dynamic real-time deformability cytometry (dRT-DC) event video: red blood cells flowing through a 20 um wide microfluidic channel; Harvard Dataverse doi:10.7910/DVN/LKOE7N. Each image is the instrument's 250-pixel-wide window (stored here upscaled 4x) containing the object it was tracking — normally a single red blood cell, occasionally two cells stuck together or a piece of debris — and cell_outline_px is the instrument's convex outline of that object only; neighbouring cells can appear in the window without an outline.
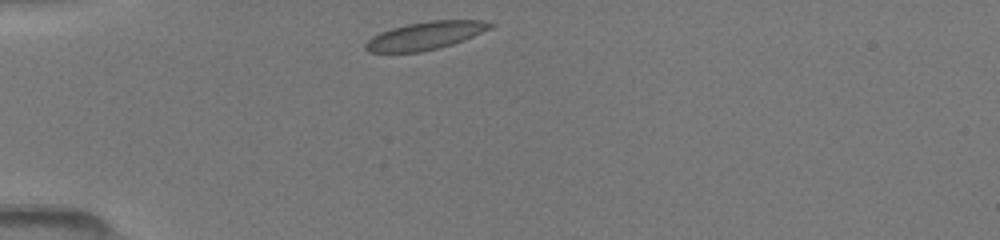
{"species": "common noctule bat (a hibernating species)", "species_latin": "Nyctalus noctula", "temperature_condition": "room temperature", "stored_images_in_passage": 29, "camera_frame_rate_fps": 3000, "um_per_image_px": 0.085, "animal": {"sex": "female", "body_mass_g": 19.5, "forearm_length_mm": 54.1}, "frame": {"image": 1, "passage_image": 1, "time_ms": 0.0, "image_size_px": [1000, 240], "cell_outline_px": [[496, 24], [492, 28], [452, 44], [420, 52], [368, 52], [364, 48], [364, 44], [372, 36], [380, 32], [392, 28], [408, 24], [432, 20], [484, 20]], "centroid_in_image_um": [36.15, 3.02], "position_along_channel_um": 48.8, "area_um2": 20.11}}
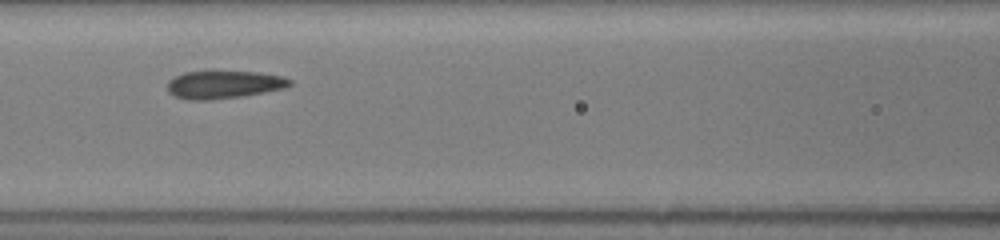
{"frame": {"image": 2, "passage_image": 14, "time_ms": 3.0, "image_size_px": [1000, 240], "cell_outline_px": [[292, 84], [284, 88], [244, 96], [212, 100], [188, 100], [176, 96], [168, 92], [168, 80], [184, 72], [256, 72], [280, 76], [292, 80]], "centroid_in_image_um": [19.01, 7.2], "position_along_channel_um": 147.6, "area_um2": 19.65}}
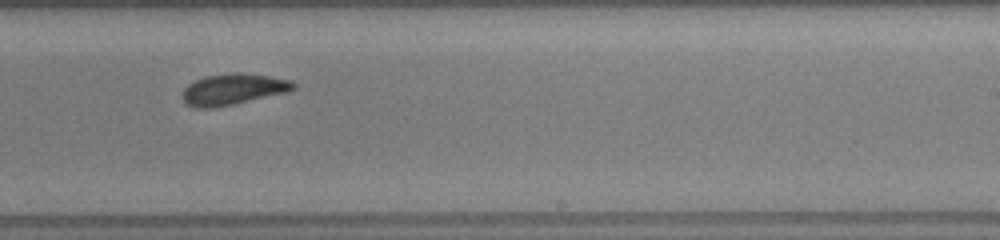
{"frame": {"image": 3, "passage_image": 27, "time_ms": 6.0, "image_size_px": [1000, 240], "cell_outline_px": [[296, 88], [288, 92], [232, 104], [212, 108], [192, 108], [184, 104], [180, 96], [180, 92], [188, 84], [204, 76], [240, 72], [268, 76], [292, 80], [296, 84]], "centroid_in_image_um": [19.76, 7.6], "position_along_channel_um": 269.2, "area_um2": 20.35}}